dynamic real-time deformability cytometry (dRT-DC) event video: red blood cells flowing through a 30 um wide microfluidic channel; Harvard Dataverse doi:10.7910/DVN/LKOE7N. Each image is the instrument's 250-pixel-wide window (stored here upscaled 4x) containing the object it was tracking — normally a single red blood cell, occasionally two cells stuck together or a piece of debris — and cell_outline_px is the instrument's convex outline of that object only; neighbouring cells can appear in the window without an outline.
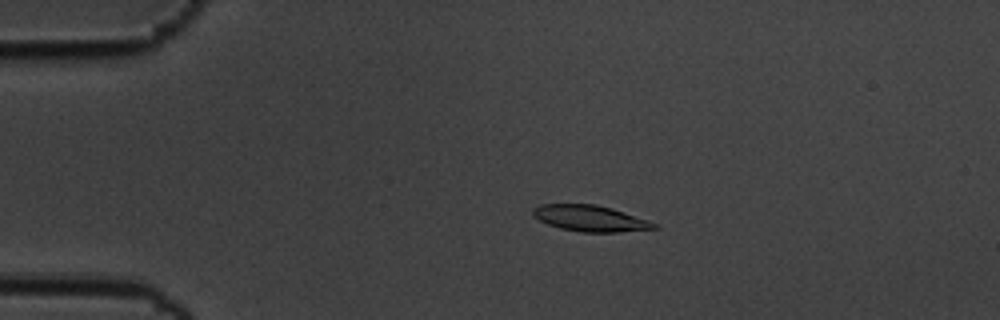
{"species": "common noctule bat (a hibernating species)", "species_latin": "Nyctalus noctula", "temperature_condition": "cold", "stored_images_in_passage": 50, "camera_frame_rate_fps": 3000, "um_per_image_px": 0.085, "animal": {"sex": "male", "body_mass_g": 19.5, "forearm_length_mm": 54.6}, "frame": {"image": 1, "passage_image": 4, "time_ms": 1.0, "image_size_px": [1000, 320], "cell_outline_px": [[660, 228], [616, 232], [580, 232], [560, 228], [548, 224], [532, 216], [532, 208], [540, 204], [596, 204], [612, 208], [660, 224]], "centroid_in_image_um": [50.18, 18.56], "position_along_channel_um": 34.8, "area_um2": 18.55}}
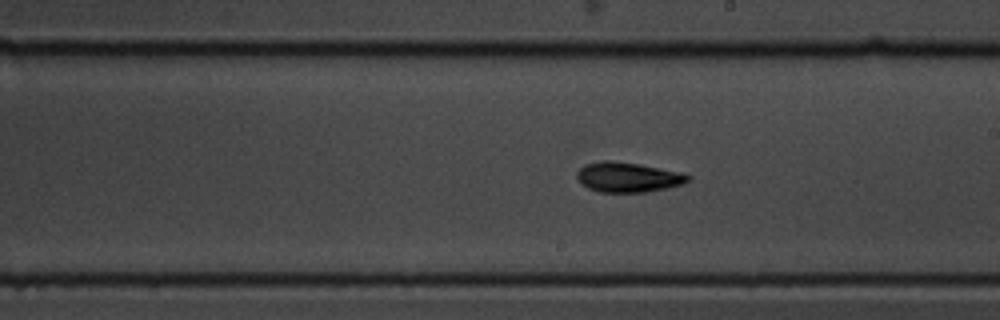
{"frame": {"image": 2, "passage_image": 25, "time_ms": 8.0, "image_size_px": [1000, 320], "cell_outline_px": [[692, 180], [684, 184], [668, 188], [648, 192], [600, 192], [588, 188], [580, 184], [576, 176], [576, 172], [584, 164], [604, 160], [612, 160], [640, 164], [684, 172], [692, 176]], "centroid_in_image_um": [53.42, 15.06], "position_along_channel_um": 235.6, "area_um2": 19.88}}
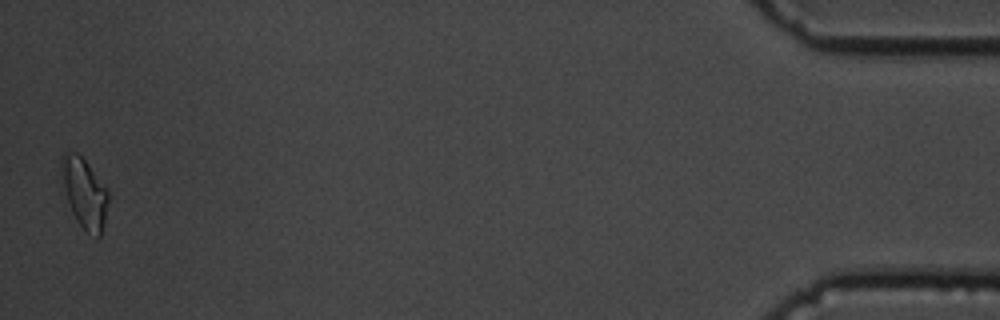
{"frame": {"image": 3, "passage_image": 49, "time_ms": 16.0, "image_size_px": [1000, 320], "cell_outline_px": [[108, 200], [104, 220], [100, 236], [96, 236], [88, 232], [76, 220], [72, 212], [64, 188], [60, 164], [60, 156], [64, 152], [76, 152], [84, 160], [108, 188]], "centroid_in_image_um": [7.17, 16.36], "position_along_channel_um": 428.0, "area_um2": 18.67}, "authors_computed_cell_mechanics": {"area_um2": 18.6694, "velocity_mm_per_s": 3.4877, "shape_relaxation_time_tau1_ms": 3.4432, "shape_relaxation_time_tau2_ms": 3.1592, "deformation_change_tau1": 0.1248, "deformation_change_tau2": 0.0771}}